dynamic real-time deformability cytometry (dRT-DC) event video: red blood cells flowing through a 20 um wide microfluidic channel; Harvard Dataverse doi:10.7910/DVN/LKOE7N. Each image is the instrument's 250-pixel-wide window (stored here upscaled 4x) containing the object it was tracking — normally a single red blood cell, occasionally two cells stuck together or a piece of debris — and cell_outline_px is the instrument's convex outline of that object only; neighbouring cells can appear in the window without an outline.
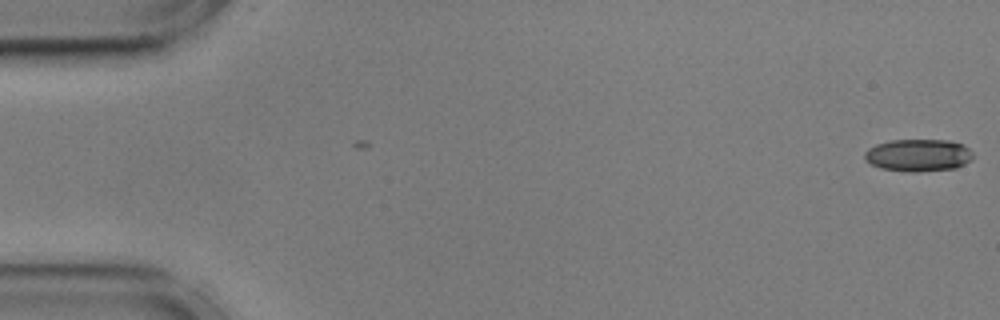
{"species": "common noctule bat (a hibernating species)", "species_latin": "Nyctalus noctula", "temperature_condition": "cold", "stored_images_in_passage": 2, "camera_frame_rate_fps": 3000, "um_per_image_px": 0.085, "animal": {"sex": "male", "body_mass_g": 17.9, "forearm_length_mm": 54.2}, "frame": {"image": 1, "passage_image": 2, "time_ms": 0.333, "image_size_px": [1000, 320], "cell_outline_px": [[972, 160], [956, 168], [916, 172], [908, 172], [880, 168], [864, 160], [864, 152], [868, 148], [876, 144], [892, 140], [948, 140], [960, 144], [968, 148], [972, 152]], "centroid_in_image_um": [78.03, 13.2], "position_along_channel_um": 7.0, "area_um2": 20.46}}